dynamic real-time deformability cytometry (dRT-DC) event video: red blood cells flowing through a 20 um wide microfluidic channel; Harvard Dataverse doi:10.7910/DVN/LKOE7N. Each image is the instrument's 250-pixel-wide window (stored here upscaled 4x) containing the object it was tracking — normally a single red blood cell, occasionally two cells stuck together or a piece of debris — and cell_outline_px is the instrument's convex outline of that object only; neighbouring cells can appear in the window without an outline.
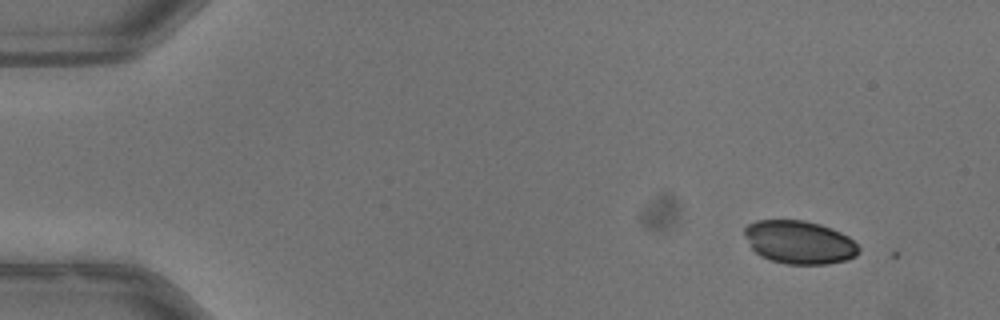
{"species": "common noctule bat (a hibernating species)", "species_latin": "Nyctalus noctula", "temperature_condition": "warm", "stored_images_in_passage": 3, "camera_frame_rate_fps": 3000, "um_per_image_px": 0.085, "animal": {"sex": "male", "body_mass_g": 13.3}, "frame": {"image": 1, "passage_image": 2, "time_ms": 0.333, "image_size_px": [1000, 320], "cell_outline_px": [[860, 252], [856, 256], [848, 260], [828, 264], [788, 264], [772, 260], [760, 256], [752, 248], [744, 236], [744, 228], [748, 224], [756, 220], [804, 220], [820, 224], [832, 228], [848, 236], [860, 248]], "centroid_in_image_um": [67.95, 20.59], "position_along_channel_um": 17.0, "area_um2": 28.9}}